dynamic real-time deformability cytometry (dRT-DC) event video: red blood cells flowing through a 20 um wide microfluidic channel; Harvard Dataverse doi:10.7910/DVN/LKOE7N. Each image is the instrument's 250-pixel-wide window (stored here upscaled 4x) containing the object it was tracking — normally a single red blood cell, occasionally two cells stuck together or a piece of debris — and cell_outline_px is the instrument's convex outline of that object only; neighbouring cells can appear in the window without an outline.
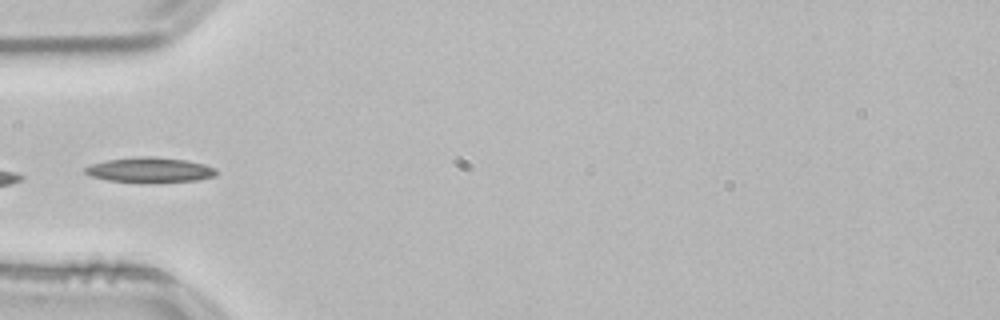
{"species": "common noctule bat (a hibernating species)", "species_latin": "Nyctalus noctula", "temperature_condition": "room temperature", "stored_images_in_passage": 3, "camera_frame_rate_fps": 3000, "um_per_image_px": 0.085, "animal": {"sex": "male", "body_mass_g": 21.5, "forearm_length_mm": 52.0}, "frame": {"image": 1, "passage_image": 1, "time_ms": 0.0, "image_size_px": [1000, 320], "cell_outline_px": [[216, 176], [196, 180], [108, 180], [92, 176], [84, 172], [84, 168], [92, 164], [108, 160], [136, 156], [156, 156], [184, 160], [204, 164], [216, 168]], "centroid_in_image_um": [12.75, 14.39], "position_along_channel_um": 72.3, "area_um2": 18.21}}